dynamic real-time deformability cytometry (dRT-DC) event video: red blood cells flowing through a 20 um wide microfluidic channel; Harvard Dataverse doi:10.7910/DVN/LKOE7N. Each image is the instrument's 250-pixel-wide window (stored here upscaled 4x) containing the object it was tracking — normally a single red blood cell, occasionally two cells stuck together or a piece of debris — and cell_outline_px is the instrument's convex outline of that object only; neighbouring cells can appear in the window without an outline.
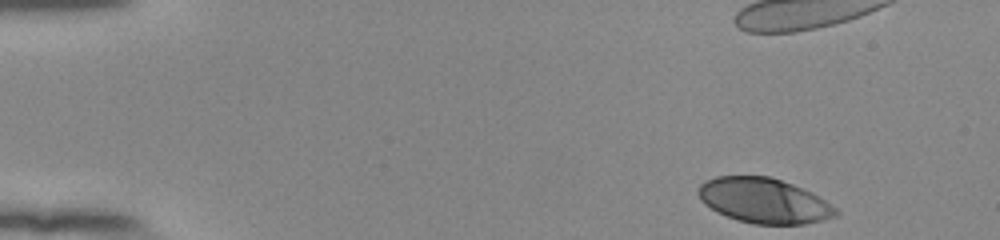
{"species": "human", "species_latin": "Homo sapiens", "temperature_condition": "room temperature", "stored_images_in_passage": 49, "camera_frame_rate_fps": 3000, "um_per_image_px": 0.085, "donor": {"sex": "female"}, "frame": {"image": 1, "passage_image": 1, "time_ms": 0.0, "image_size_px": [1000, 240], "cell_outline_px": [[840, 212], [836, 216], [824, 220], [804, 224], [752, 224], [736, 220], [716, 212], [704, 204], [700, 200], [696, 192], [700, 184], [704, 180], [716, 176], [768, 176], [792, 184], [812, 192], [836, 208]], "centroid_in_image_um": [64.9, 17.06], "position_along_channel_um": 20.1, "area_um2": 36.36}, "authors_computed_cell_mechanics": {"area_um2": 38.3792, "velocity_mm_per_s": 3.8712, "shape_relaxation_time_tau1_ms": 3.0838, "shape_relaxation_time_tau2_ms": null, "deformation_change_tau1": 0.1613, "deformation_change_tau2": null}}